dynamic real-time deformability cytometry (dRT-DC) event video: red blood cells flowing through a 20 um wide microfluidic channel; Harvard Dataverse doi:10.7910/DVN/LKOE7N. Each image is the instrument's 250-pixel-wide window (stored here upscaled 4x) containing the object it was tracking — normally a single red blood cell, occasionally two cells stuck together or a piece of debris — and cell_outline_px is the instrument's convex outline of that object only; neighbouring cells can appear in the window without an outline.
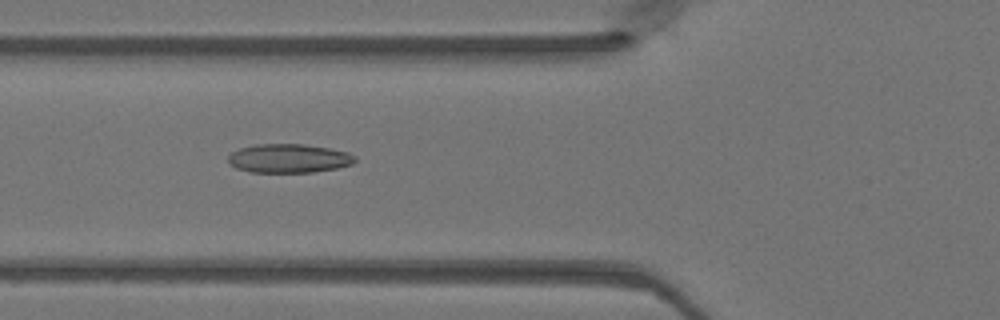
{"species": "Egyptian fruit bat (a non-hibernating species)", "species_latin": "Rousettus aegyptiacus", "temperature_condition": "warm", "stored_images_in_passage": 37, "camera_frame_rate_fps": 3000, "um_per_image_px": 0.085, "animal": {"sex": "female"}, "frame": {"image": 1, "passage_image": 7, "time_ms": 2.0, "image_size_px": [1000, 320], "cell_outline_px": [[356, 160], [352, 164], [336, 168], [312, 172], [248, 172], [236, 168], [228, 164], [228, 156], [232, 152], [240, 148], [256, 144], [304, 144], [328, 148], [348, 152], [356, 156]], "centroid_in_image_um": [24.53, 13.46], "position_along_channel_um": 101.3, "area_um2": 21.39}}
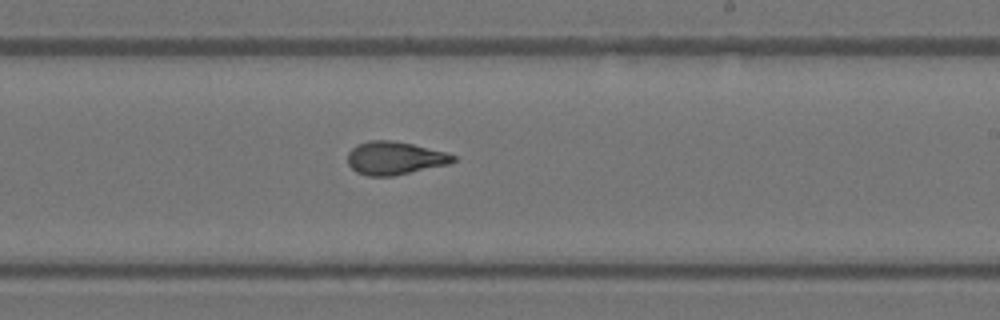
{"frame": {"image": 2, "passage_image": 18, "time_ms": 5.667, "image_size_px": [1000, 320], "cell_outline_px": [[456, 160], [448, 164], [392, 176], [368, 176], [356, 172], [348, 164], [348, 152], [356, 144], [368, 140], [392, 140], [412, 144], [444, 152], [456, 156]], "centroid_in_image_um": [33.51, 13.43], "position_along_channel_um": 255.5, "area_um2": 20.23}}
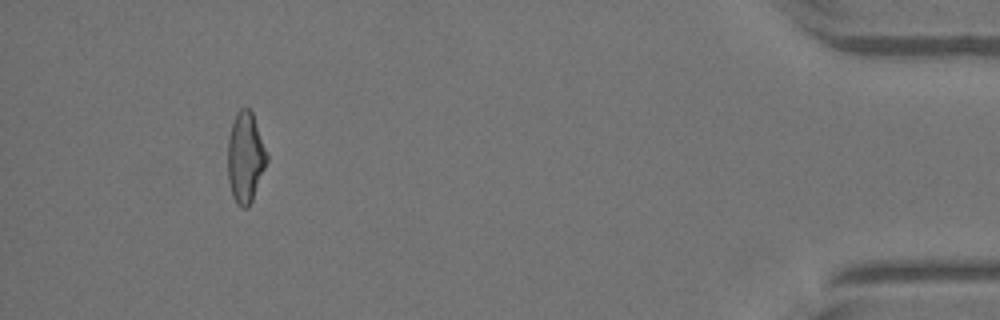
{"frame": {"image": 3, "passage_image": 34, "time_ms": 11.0, "image_size_px": [1000, 320], "cell_outline_px": [[268, 160], [252, 200], [248, 208], [240, 208], [236, 204], [232, 196], [228, 180], [228, 140], [232, 124], [236, 112], [240, 108], [248, 108], [252, 112], [268, 152]], "centroid_in_image_um": [20.86, 13.4], "position_along_channel_um": 414.3, "area_um2": 20.81}}